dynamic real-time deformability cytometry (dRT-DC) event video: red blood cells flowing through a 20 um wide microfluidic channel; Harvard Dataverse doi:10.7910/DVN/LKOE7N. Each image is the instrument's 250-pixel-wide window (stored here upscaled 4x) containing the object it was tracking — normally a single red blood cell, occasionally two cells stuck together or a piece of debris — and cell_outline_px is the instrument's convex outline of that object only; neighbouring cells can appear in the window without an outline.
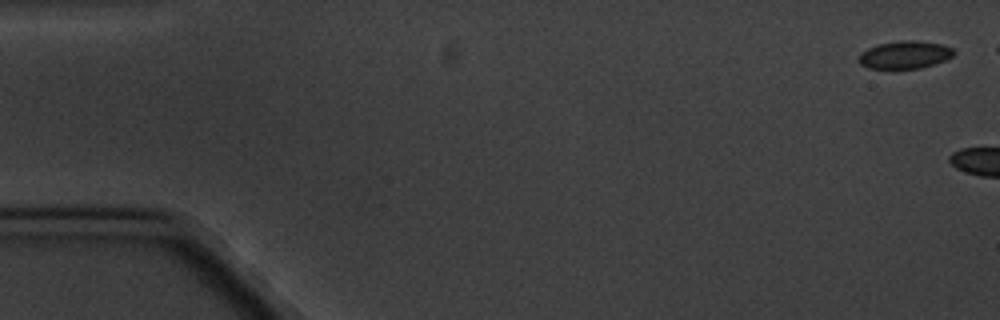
{"species": "common noctule bat (a hibernating species)", "species_latin": "Nyctalus noctula", "temperature_condition": "cold", "stored_images_in_passage": 3, "camera_frame_rate_fps": 3000, "um_per_image_px": 0.085, "animal": {"sex": "male", "body_mass_g": 20.1, "forearm_length_mm": 53.5}, "frame": {"image": 1, "passage_image": 1, "time_ms": 0.0, "image_size_px": [1000, 320], "cell_outline_px": [[956, 52], [952, 56], [936, 64], [920, 68], [892, 72], [888, 72], [868, 68], [860, 64], [860, 52], [868, 48], [880, 44], [900, 40], [916, 40], [944, 44], [952, 48]], "centroid_in_image_um": [76.9, 4.71], "position_along_channel_um": 8.1, "area_um2": 16.13}}